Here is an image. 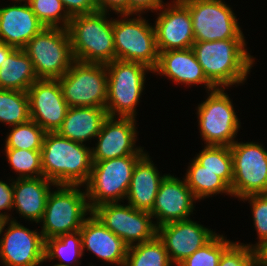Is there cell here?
<instances>
[{"label":"cell","instance_id":"cell-1","mask_svg":"<svg viewBox=\"0 0 267 266\" xmlns=\"http://www.w3.org/2000/svg\"><path fill=\"white\" fill-rule=\"evenodd\" d=\"M245 39L194 42L192 49L207 79L216 88L243 84L254 65Z\"/></svg>","mask_w":267,"mask_h":266},{"label":"cell","instance_id":"cell-2","mask_svg":"<svg viewBox=\"0 0 267 266\" xmlns=\"http://www.w3.org/2000/svg\"><path fill=\"white\" fill-rule=\"evenodd\" d=\"M43 176L56 185L84 186L92 170L91 148L46 132L41 149Z\"/></svg>","mask_w":267,"mask_h":266},{"label":"cell","instance_id":"cell-3","mask_svg":"<svg viewBox=\"0 0 267 266\" xmlns=\"http://www.w3.org/2000/svg\"><path fill=\"white\" fill-rule=\"evenodd\" d=\"M106 12L72 16L67 27L76 61L109 64L116 59L113 19Z\"/></svg>","mask_w":267,"mask_h":266},{"label":"cell","instance_id":"cell-4","mask_svg":"<svg viewBox=\"0 0 267 266\" xmlns=\"http://www.w3.org/2000/svg\"><path fill=\"white\" fill-rule=\"evenodd\" d=\"M50 191L41 219V234L45 240L81 229L86 215L92 210L88 204L86 191L79 185H56ZM79 188V189H78ZM88 212V213H87Z\"/></svg>","mask_w":267,"mask_h":266},{"label":"cell","instance_id":"cell-5","mask_svg":"<svg viewBox=\"0 0 267 266\" xmlns=\"http://www.w3.org/2000/svg\"><path fill=\"white\" fill-rule=\"evenodd\" d=\"M108 74L106 111L111 117L136 118L143 93L146 72L153 70L140 62L115 59L106 64Z\"/></svg>","mask_w":267,"mask_h":266},{"label":"cell","instance_id":"cell-6","mask_svg":"<svg viewBox=\"0 0 267 266\" xmlns=\"http://www.w3.org/2000/svg\"><path fill=\"white\" fill-rule=\"evenodd\" d=\"M143 156L128 155L93 162L90 177L84 185L91 210L126 198L134 167Z\"/></svg>","mask_w":267,"mask_h":266},{"label":"cell","instance_id":"cell-7","mask_svg":"<svg viewBox=\"0 0 267 266\" xmlns=\"http://www.w3.org/2000/svg\"><path fill=\"white\" fill-rule=\"evenodd\" d=\"M38 79H59L75 61L68 30L44 27L23 48Z\"/></svg>","mask_w":267,"mask_h":266},{"label":"cell","instance_id":"cell-8","mask_svg":"<svg viewBox=\"0 0 267 266\" xmlns=\"http://www.w3.org/2000/svg\"><path fill=\"white\" fill-rule=\"evenodd\" d=\"M133 15L138 17L130 18ZM141 15L120 14L123 19H113L116 59L140 62L153 70L159 56L155 29Z\"/></svg>","mask_w":267,"mask_h":266},{"label":"cell","instance_id":"cell-9","mask_svg":"<svg viewBox=\"0 0 267 266\" xmlns=\"http://www.w3.org/2000/svg\"><path fill=\"white\" fill-rule=\"evenodd\" d=\"M58 81L69 107H106L108 85L106 65L75 60Z\"/></svg>","mask_w":267,"mask_h":266},{"label":"cell","instance_id":"cell-10","mask_svg":"<svg viewBox=\"0 0 267 266\" xmlns=\"http://www.w3.org/2000/svg\"><path fill=\"white\" fill-rule=\"evenodd\" d=\"M225 88L209 91L197 108L199 132L206 145L231 146L240 128L234 106Z\"/></svg>","mask_w":267,"mask_h":266},{"label":"cell","instance_id":"cell-11","mask_svg":"<svg viewBox=\"0 0 267 266\" xmlns=\"http://www.w3.org/2000/svg\"><path fill=\"white\" fill-rule=\"evenodd\" d=\"M192 19L194 41L245 39L233 10L223 0H181Z\"/></svg>","mask_w":267,"mask_h":266},{"label":"cell","instance_id":"cell-12","mask_svg":"<svg viewBox=\"0 0 267 266\" xmlns=\"http://www.w3.org/2000/svg\"><path fill=\"white\" fill-rule=\"evenodd\" d=\"M232 196L241 199L251 194H267V150L258 142H237L231 146Z\"/></svg>","mask_w":267,"mask_h":266},{"label":"cell","instance_id":"cell-13","mask_svg":"<svg viewBox=\"0 0 267 266\" xmlns=\"http://www.w3.org/2000/svg\"><path fill=\"white\" fill-rule=\"evenodd\" d=\"M92 213L128 247L152 240L157 235L152 215L129 204L104 203L93 208Z\"/></svg>","mask_w":267,"mask_h":266},{"label":"cell","instance_id":"cell-14","mask_svg":"<svg viewBox=\"0 0 267 266\" xmlns=\"http://www.w3.org/2000/svg\"><path fill=\"white\" fill-rule=\"evenodd\" d=\"M9 225V226H8ZM0 237V260L4 266H39L44 262L45 241L41 232L30 230L17 220H5Z\"/></svg>","mask_w":267,"mask_h":266},{"label":"cell","instance_id":"cell-15","mask_svg":"<svg viewBox=\"0 0 267 266\" xmlns=\"http://www.w3.org/2000/svg\"><path fill=\"white\" fill-rule=\"evenodd\" d=\"M136 119L108 116L101 127L96 147H91L92 161L114 159L128 155H145L144 148L136 147ZM136 147V148H135Z\"/></svg>","mask_w":267,"mask_h":266},{"label":"cell","instance_id":"cell-16","mask_svg":"<svg viewBox=\"0 0 267 266\" xmlns=\"http://www.w3.org/2000/svg\"><path fill=\"white\" fill-rule=\"evenodd\" d=\"M27 94L31 120L45 132H57L69 109L58 79H38Z\"/></svg>","mask_w":267,"mask_h":266},{"label":"cell","instance_id":"cell-17","mask_svg":"<svg viewBox=\"0 0 267 266\" xmlns=\"http://www.w3.org/2000/svg\"><path fill=\"white\" fill-rule=\"evenodd\" d=\"M172 3H164L158 9L154 29L159 53L192 48L195 42L189 8L181 0Z\"/></svg>","mask_w":267,"mask_h":266},{"label":"cell","instance_id":"cell-18","mask_svg":"<svg viewBox=\"0 0 267 266\" xmlns=\"http://www.w3.org/2000/svg\"><path fill=\"white\" fill-rule=\"evenodd\" d=\"M216 234L190 218L157 227V236L164 243L171 263L176 266L202 248Z\"/></svg>","mask_w":267,"mask_h":266},{"label":"cell","instance_id":"cell-19","mask_svg":"<svg viewBox=\"0 0 267 266\" xmlns=\"http://www.w3.org/2000/svg\"><path fill=\"white\" fill-rule=\"evenodd\" d=\"M197 201L191 189L183 181L174 175L167 174L161 181L155 203L149 212L152 218L157 219L155 225L186 220L193 214L194 203Z\"/></svg>","mask_w":267,"mask_h":266},{"label":"cell","instance_id":"cell-20","mask_svg":"<svg viewBox=\"0 0 267 266\" xmlns=\"http://www.w3.org/2000/svg\"><path fill=\"white\" fill-rule=\"evenodd\" d=\"M89 215L80 229L82 250L87 249L110 264L124 266L128 246L105 227L92 212Z\"/></svg>","mask_w":267,"mask_h":266},{"label":"cell","instance_id":"cell-21","mask_svg":"<svg viewBox=\"0 0 267 266\" xmlns=\"http://www.w3.org/2000/svg\"><path fill=\"white\" fill-rule=\"evenodd\" d=\"M164 75L176 84H204L207 91L216 87L205 76L192 48L160 52L153 73Z\"/></svg>","mask_w":267,"mask_h":266},{"label":"cell","instance_id":"cell-22","mask_svg":"<svg viewBox=\"0 0 267 266\" xmlns=\"http://www.w3.org/2000/svg\"><path fill=\"white\" fill-rule=\"evenodd\" d=\"M44 27L29 3L0 7V42L8 46L23 49Z\"/></svg>","mask_w":267,"mask_h":266},{"label":"cell","instance_id":"cell-23","mask_svg":"<svg viewBox=\"0 0 267 266\" xmlns=\"http://www.w3.org/2000/svg\"><path fill=\"white\" fill-rule=\"evenodd\" d=\"M55 183L42 177L16 178L13 180V210L28 221L40 223L46 201Z\"/></svg>","mask_w":267,"mask_h":266},{"label":"cell","instance_id":"cell-24","mask_svg":"<svg viewBox=\"0 0 267 266\" xmlns=\"http://www.w3.org/2000/svg\"><path fill=\"white\" fill-rule=\"evenodd\" d=\"M148 153L135 165L130 187L126 196L128 204L137 210L150 212L161 181L167 174L160 175Z\"/></svg>","mask_w":267,"mask_h":266},{"label":"cell","instance_id":"cell-25","mask_svg":"<svg viewBox=\"0 0 267 266\" xmlns=\"http://www.w3.org/2000/svg\"><path fill=\"white\" fill-rule=\"evenodd\" d=\"M107 117L104 107H69L57 133L61 137L84 144L97 137Z\"/></svg>","mask_w":267,"mask_h":266},{"label":"cell","instance_id":"cell-26","mask_svg":"<svg viewBox=\"0 0 267 266\" xmlns=\"http://www.w3.org/2000/svg\"><path fill=\"white\" fill-rule=\"evenodd\" d=\"M38 80L33 63L23 49H14L0 68V89L25 91Z\"/></svg>","mask_w":267,"mask_h":266},{"label":"cell","instance_id":"cell-27","mask_svg":"<svg viewBox=\"0 0 267 266\" xmlns=\"http://www.w3.org/2000/svg\"><path fill=\"white\" fill-rule=\"evenodd\" d=\"M189 164L185 180L197 200L220 193L232 196L230 187L215 172L207 170L195 159Z\"/></svg>","mask_w":267,"mask_h":266},{"label":"cell","instance_id":"cell-28","mask_svg":"<svg viewBox=\"0 0 267 266\" xmlns=\"http://www.w3.org/2000/svg\"><path fill=\"white\" fill-rule=\"evenodd\" d=\"M83 253L80 230L45 240V262L57 258L58 266H78Z\"/></svg>","mask_w":267,"mask_h":266},{"label":"cell","instance_id":"cell-29","mask_svg":"<svg viewBox=\"0 0 267 266\" xmlns=\"http://www.w3.org/2000/svg\"><path fill=\"white\" fill-rule=\"evenodd\" d=\"M124 266H173L165 245L156 235L152 240L128 247Z\"/></svg>","mask_w":267,"mask_h":266},{"label":"cell","instance_id":"cell-30","mask_svg":"<svg viewBox=\"0 0 267 266\" xmlns=\"http://www.w3.org/2000/svg\"><path fill=\"white\" fill-rule=\"evenodd\" d=\"M29 98L25 91L0 89V122L14 126L30 120Z\"/></svg>","mask_w":267,"mask_h":266},{"label":"cell","instance_id":"cell-31","mask_svg":"<svg viewBox=\"0 0 267 266\" xmlns=\"http://www.w3.org/2000/svg\"><path fill=\"white\" fill-rule=\"evenodd\" d=\"M194 159L215 172L230 188L233 181L232 153L229 146L205 145Z\"/></svg>","mask_w":267,"mask_h":266},{"label":"cell","instance_id":"cell-32","mask_svg":"<svg viewBox=\"0 0 267 266\" xmlns=\"http://www.w3.org/2000/svg\"><path fill=\"white\" fill-rule=\"evenodd\" d=\"M5 148L41 150L46 132L33 120L11 126Z\"/></svg>","mask_w":267,"mask_h":266},{"label":"cell","instance_id":"cell-33","mask_svg":"<svg viewBox=\"0 0 267 266\" xmlns=\"http://www.w3.org/2000/svg\"><path fill=\"white\" fill-rule=\"evenodd\" d=\"M5 154L10 167L21 178L42 177L41 150H25L5 148Z\"/></svg>","mask_w":267,"mask_h":266},{"label":"cell","instance_id":"cell-34","mask_svg":"<svg viewBox=\"0 0 267 266\" xmlns=\"http://www.w3.org/2000/svg\"><path fill=\"white\" fill-rule=\"evenodd\" d=\"M28 3L45 27L67 29L72 17L67 13L61 0H30Z\"/></svg>","mask_w":267,"mask_h":266},{"label":"cell","instance_id":"cell-35","mask_svg":"<svg viewBox=\"0 0 267 266\" xmlns=\"http://www.w3.org/2000/svg\"><path fill=\"white\" fill-rule=\"evenodd\" d=\"M233 242L216 234L207 244L183 260L178 266H218L222 253Z\"/></svg>","mask_w":267,"mask_h":266},{"label":"cell","instance_id":"cell-36","mask_svg":"<svg viewBox=\"0 0 267 266\" xmlns=\"http://www.w3.org/2000/svg\"><path fill=\"white\" fill-rule=\"evenodd\" d=\"M240 200L250 202L257 239H259L258 243L254 245L242 244L251 249L259 250L267 243V194H251Z\"/></svg>","mask_w":267,"mask_h":266},{"label":"cell","instance_id":"cell-37","mask_svg":"<svg viewBox=\"0 0 267 266\" xmlns=\"http://www.w3.org/2000/svg\"><path fill=\"white\" fill-rule=\"evenodd\" d=\"M259 250L251 249L239 242H233L223 253L218 266H257Z\"/></svg>","mask_w":267,"mask_h":266},{"label":"cell","instance_id":"cell-38","mask_svg":"<svg viewBox=\"0 0 267 266\" xmlns=\"http://www.w3.org/2000/svg\"><path fill=\"white\" fill-rule=\"evenodd\" d=\"M67 13L72 17L98 11L95 0H61Z\"/></svg>","mask_w":267,"mask_h":266},{"label":"cell","instance_id":"cell-39","mask_svg":"<svg viewBox=\"0 0 267 266\" xmlns=\"http://www.w3.org/2000/svg\"><path fill=\"white\" fill-rule=\"evenodd\" d=\"M12 183H5L0 180V217L6 219H11L10 213L7 214L4 210H9L13 208V179ZM3 210V211H2Z\"/></svg>","mask_w":267,"mask_h":266},{"label":"cell","instance_id":"cell-40","mask_svg":"<svg viewBox=\"0 0 267 266\" xmlns=\"http://www.w3.org/2000/svg\"><path fill=\"white\" fill-rule=\"evenodd\" d=\"M163 3V0H129V14H143L147 10L158 13Z\"/></svg>","mask_w":267,"mask_h":266},{"label":"cell","instance_id":"cell-41","mask_svg":"<svg viewBox=\"0 0 267 266\" xmlns=\"http://www.w3.org/2000/svg\"><path fill=\"white\" fill-rule=\"evenodd\" d=\"M98 11L111 12L118 14H129V0H95ZM111 9V10H110Z\"/></svg>","mask_w":267,"mask_h":266},{"label":"cell","instance_id":"cell-42","mask_svg":"<svg viewBox=\"0 0 267 266\" xmlns=\"http://www.w3.org/2000/svg\"><path fill=\"white\" fill-rule=\"evenodd\" d=\"M15 48L6 45L3 42H0V68L2 63L6 60L7 56L14 50Z\"/></svg>","mask_w":267,"mask_h":266},{"label":"cell","instance_id":"cell-43","mask_svg":"<svg viewBox=\"0 0 267 266\" xmlns=\"http://www.w3.org/2000/svg\"><path fill=\"white\" fill-rule=\"evenodd\" d=\"M260 262L267 266V243L259 249Z\"/></svg>","mask_w":267,"mask_h":266},{"label":"cell","instance_id":"cell-44","mask_svg":"<svg viewBox=\"0 0 267 266\" xmlns=\"http://www.w3.org/2000/svg\"><path fill=\"white\" fill-rule=\"evenodd\" d=\"M4 228H6V227H5V219L2 218V217H0V236H1L2 232H4V231H3Z\"/></svg>","mask_w":267,"mask_h":266},{"label":"cell","instance_id":"cell-45","mask_svg":"<svg viewBox=\"0 0 267 266\" xmlns=\"http://www.w3.org/2000/svg\"><path fill=\"white\" fill-rule=\"evenodd\" d=\"M15 1V3L17 2V4H18V2L20 3V2H25V3H28L30 0H14Z\"/></svg>","mask_w":267,"mask_h":266},{"label":"cell","instance_id":"cell-46","mask_svg":"<svg viewBox=\"0 0 267 266\" xmlns=\"http://www.w3.org/2000/svg\"><path fill=\"white\" fill-rule=\"evenodd\" d=\"M257 266H266V265H264L262 262H259V263L257 264Z\"/></svg>","mask_w":267,"mask_h":266}]
</instances>
